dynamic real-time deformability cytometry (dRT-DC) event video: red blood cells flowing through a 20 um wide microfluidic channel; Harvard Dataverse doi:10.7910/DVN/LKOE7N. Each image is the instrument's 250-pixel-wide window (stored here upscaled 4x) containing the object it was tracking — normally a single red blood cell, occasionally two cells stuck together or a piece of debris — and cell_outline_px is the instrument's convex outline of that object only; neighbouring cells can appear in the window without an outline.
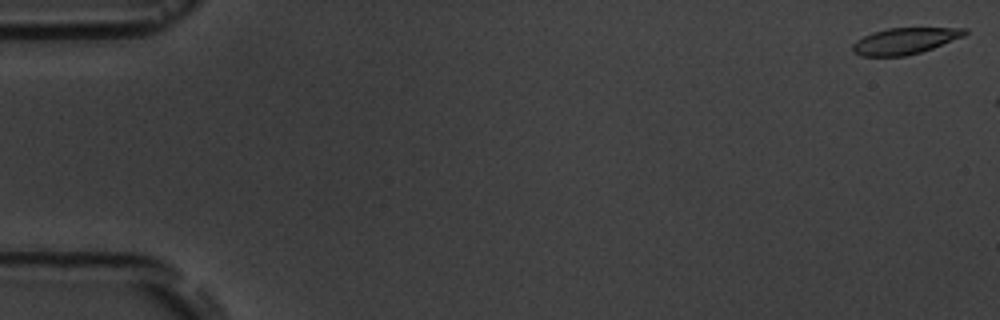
{"species": "common noctule bat (a hibernating species)", "species_latin": "Nyctalus noctula", "temperature_condition": "room temperature", "stored_images_in_passage": 2, "camera_frame_rate_fps": 3000, "um_per_image_px": 0.085, "animal": {"sex": "male", "body_mass_g": 19.5, "forearm_length_mm": 54.6}, "frame": {"image": 1, "passage_image": 1, "time_ms": 0.0, "image_size_px": [1000, 320], "cell_outline_px": [[968, 32], [964, 36], [932, 48], [920, 52], [904, 56], [860, 56], [852, 52], [852, 44], [856, 40], [872, 32], [888, 28], [968, 28]], "centroid_in_image_um": [76.88, 3.48], "position_along_channel_um": 8.1, "area_um2": 17.17}}